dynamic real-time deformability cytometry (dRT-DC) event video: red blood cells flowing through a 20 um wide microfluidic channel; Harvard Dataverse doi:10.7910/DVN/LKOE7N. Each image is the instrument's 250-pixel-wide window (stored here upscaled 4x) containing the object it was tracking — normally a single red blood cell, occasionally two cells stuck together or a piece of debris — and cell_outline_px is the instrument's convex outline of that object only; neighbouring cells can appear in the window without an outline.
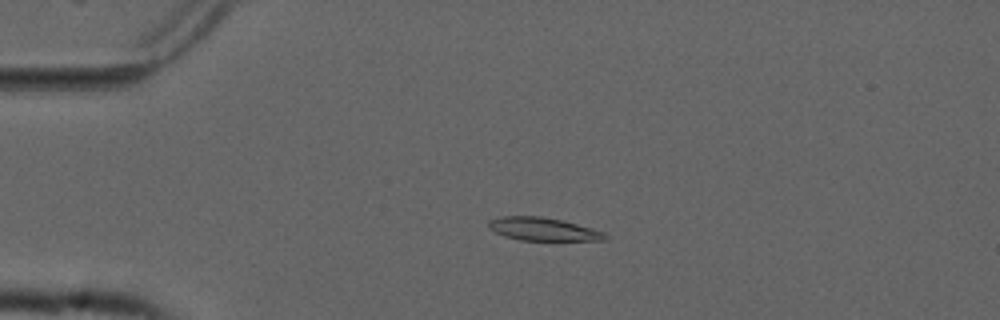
{"species": "common noctule bat (a hibernating species)", "species_latin": "Nyctalus noctula", "temperature_condition": "cold", "stored_images_in_passage": 5, "camera_frame_rate_fps": 3000, "um_per_image_px": 0.085, "animal": {"sex": "male", "forearm_length_mm": 52.5}, "frame": {"image": 1, "passage_image": 4, "time_ms": 1.0, "image_size_px": [1000, 320], "cell_outline_px": [[608, 240], [520, 240], [504, 236], [488, 228], [488, 220], [504, 216], [540, 216], [560, 220], [592, 228], [604, 232], [608, 236]], "centroid_in_image_um": [46.15, 19.48], "position_along_channel_um": 38.8, "area_um2": 15.55}}